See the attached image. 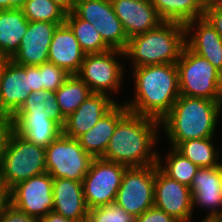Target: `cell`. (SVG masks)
Segmentation results:
<instances>
[{
  "instance_id": "5",
  "label": "cell",
  "mask_w": 222,
  "mask_h": 222,
  "mask_svg": "<svg viewBox=\"0 0 222 222\" xmlns=\"http://www.w3.org/2000/svg\"><path fill=\"white\" fill-rule=\"evenodd\" d=\"M180 95L222 101L220 71L186 45L176 62Z\"/></svg>"
},
{
  "instance_id": "40",
  "label": "cell",
  "mask_w": 222,
  "mask_h": 222,
  "mask_svg": "<svg viewBox=\"0 0 222 222\" xmlns=\"http://www.w3.org/2000/svg\"><path fill=\"white\" fill-rule=\"evenodd\" d=\"M40 222H79V221L68 219L54 211H50L40 220Z\"/></svg>"
},
{
  "instance_id": "8",
  "label": "cell",
  "mask_w": 222,
  "mask_h": 222,
  "mask_svg": "<svg viewBox=\"0 0 222 222\" xmlns=\"http://www.w3.org/2000/svg\"><path fill=\"white\" fill-rule=\"evenodd\" d=\"M128 166L94 158L82 184L88 209L115 203L117 191Z\"/></svg>"
},
{
  "instance_id": "22",
  "label": "cell",
  "mask_w": 222,
  "mask_h": 222,
  "mask_svg": "<svg viewBox=\"0 0 222 222\" xmlns=\"http://www.w3.org/2000/svg\"><path fill=\"white\" fill-rule=\"evenodd\" d=\"M29 21L15 0H0V52L11 59L18 51Z\"/></svg>"
},
{
  "instance_id": "33",
  "label": "cell",
  "mask_w": 222,
  "mask_h": 222,
  "mask_svg": "<svg viewBox=\"0 0 222 222\" xmlns=\"http://www.w3.org/2000/svg\"><path fill=\"white\" fill-rule=\"evenodd\" d=\"M70 76L64 69L53 63L46 62L41 65L42 90L56 92Z\"/></svg>"
},
{
  "instance_id": "10",
  "label": "cell",
  "mask_w": 222,
  "mask_h": 222,
  "mask_svg": "<svg viewBox=\"0 0 222 222\" xmlns=\"http://www.w3.org/2000/svg\"><path fill=\"white\" fill-rule=\"evenodd\" d=\"M155 164L128 167L117 191L115 203L134 217L154 206Z\"/></svg>"
},
{
  "instance_id": "27",
  "label": "cell",
  "mask_w": 222,
  "mask_h": 222,
  "mask_svg": "<svg viewBox=\"0 0 222 222\" xmlns=\"http://www.w3.org/2000/svg\"><path fill=\"white\" fill-rule=\"evenodd\" d=\"M92 94L90 88L77 75H70L55 92L56 100L67 118Z\"/></svg>"
},
{
  "instance_id": "34",
  "label": "cell",
  "mask_w": 222,
  "mask_h": 222,
  "mask_svg": "<svg viewBox=\"0 0 222 222\" xmlns=\"http://www.w3.org/2000/svg\"><path fill=\"white\" fill-rule=\"evenodd\" d=\"M135 222H179L165 211L153 206L140 216L135 217Z\"/></svg>"
},
{
  "instance_id": "30",
  "label": "cell",
  "mask_w": 222,
  "mask_h": 222,
  "mask_svg": "<svg viewBox=\"0 0 222 222\" xmlns=\"http://www.w3.org/2000/svg\"><path fill=\"white\" fill-rule=\"evenodd\" d=\"M28 21L65 23L66 12L52 0H15Z\"/></svg>"
},
{
  "instance_id": "32",
  "label": "cell",
  "mask_w": 222,
  "mask_h": 222,
  "mask_svg": "<svg viewBox=\"0 0 222 222\" xmlns=\"http://www.w3.org/2000/svg\"><path fill=\"white\" fill-rule=\"evenodd\" d=\"M87 222H135V217L112 203L90 209Z\"/></svg>"
},
{
  "instance_id": "21",
  "label": "cell",
  "mask_w": 222,
  "mask_h": 222,
  "mask_svg": "<svg viewBox=\"0 0 222 222\" xmlns=\"http://www.w3.org/2000/svg\"><path fill=\"white\" fill-rule=\"evenodd\" d=\"M85 55L71 28L66 23L60 24L54 31L49 46L48 62L70 75H77Z\"/></svg>"
},
{
  "instance_id": "28",
  "label": "cell",
  "mask_w": 222,
  "mask_h": 222,
  "mask_svg": "<svg viewBox=\"0 0 222 222\" xmlns=\"http://www.w3.org/2000/svg\"><path fill=\"white\" fill-rule=\"evenodd\" d=\"M65 23L71 28L85 54L103 53L110 50L100 33L88 21L78 18L71 12L66 14Z\"/></svg>"
},
{
  "instance_id": "15",
  "label": "cell",
  "mask_w": 222,
  "mask_h": 222,
  "mask_svg": "<svg viewBox=\"0 0 222 222\" xmlns=\"http://www.w3.org/2000/svg\"><path fill=\"white\" fill-rule=\"evenodd\" d=\"M31 92L30 66L9 59L0 80V115L12 117Z\"/></svg>"
},
{
  "instance_id": "3",
  "label": "cell",
  "mask_w": 222,
  "mask_h": 222,
  "mask_svg": "<svg viewBox=\"0 0 222 222\" xmlns=\"http://www.w3.org/2000/svg\"><path fill=\"white\" fill-rule=\"evenodd\" d=\"M222 101L180 95L170 112L160 121L170 144L214 136Z\"/></svg>"
},
{
  "instance_id": "36",
  "label": "cell",
  "mask_w": 222,
  "mask_h": 222,
  "mask_svg": "<svg viewBox=\"0 0 222 222\" xmlns=\"http://www.w3.org/2000/svg\"><path fill=\"white\" fill-rule=\"evenodd\" d=\"M0 222H40V220L10 205L0 216Z\"/></svg>"
},
{
  "instance_id": "41",
  "label": "cell",
  "mask_w": 222,
  "mask_h": 222,
  "mask_svg": "<svg viewBox=\"0 0 222 222\" xmlns=\"http://www.w3.org/2000/svg\"><path fill=\"white\" fill-rule=\"evenodd\" d=\"M55 4L61 7L66 13H71L74 10L77 0H52Z\"/></svg>"
},
{
  "instance_id": "17",
  "label": "cell",
  "mask_w": 222,
  "mask_h": 222,
  "mask_svg": "<svg viewBox=\"0 0 222 222\" xmlns=\"http://www.w3.org/2000/svg\"><path fill=\"white\" fill-rule=\"evenodd\" d=\"M128 38L145 33L164 22L149 0H111Z\"/></svg>"
},
{
  "instance_id": "20",
  "label": "cell",
  "mask_w": 222,
  "mask_h": 222,
  "mask_svg": "<svg viewBox=\"0 0 222 222\" xmlns=\"http://www.w3.org/2000/svg\"><path fill=\"white\" fill-rule=\"evenodd\" d=\"M13 130L28 142L46 148L62 134V128L44 112H16Z\"/></svg>"
},
{
  "instance_id": "29",
  "label": "cell",
  "mask_w": 222,
  "mask_h": 222,
  "mask_svg": "<svg viewBox=\"0 0 222 222\" xmlns=\"http://www.w3.org/2000/svg\"><path fill=\"white\" fill-rule=\"evenodd\" d=\"M166 155V164L163 166L162 157L158 155L157 166L168 177L190 187L196 172L200 169L189 159L184 157L175 148Z\"/></svg>"
},
{
  "instance_id": "14",
  "label": "cell",
  "mask_w": 222,
  "mask_h": 222,
  "mask_svg": "<svg viewBox=\"0 0 222 222\" xmlns=\"http://www.w3.org/2000/svg\"><path fill=\"white\" fill-rule=\"evenodd\" d=\"M193 209L200 206L210 209L201 222H220L222 220V167L200 168L190 185ZM219 207V208H218Z\"/></svg>"
},
{
  "instance_id": "23",
  "label": "cell",
  "mask_w": 222,
  "mask_h": 222,
  "mask_svg": "<svg viewBox=\"0 0 222 222\" xmlns=\"http://www.w3.org/2000/svg\"><path fill=\"white\" fill-rule=\"evenodd\" d=\"M53 211L71 220L87 222L89 209L86 205L82 181L53 178Z\"/></svg>"
},
{
  "instance_id": "6",
  "label": "cell",
  "mask_w": 222,
  "mask_h": 222,
  "mask_svg": "<svg viewBox=\"0 0 222 222\" xmlns=\"http://www.w3.org/2000/svg\"><path fill=\"white\" fill-rule=\"evenodd\" d=\"M45 172V148L28 142L13 131L0 164V179L11 189L18 183Z\"/></svg>"
},
{
  "instance_id": "42",
  "label": "cell",
  "mask_w": 222,
  "mask_h": 222,
  "mask_svg": "<svg viewBox=\"0 0 222 222\" xmlns=\"http://www.w3.org/2000/svg\"><path fill=\"white\" fill-rule=\"evenodd\" d=\"M204 11L210 8L214 0H194Z\"/></svg>"
},
{
  "instance_id": "2",
  "label": "cell",
  "mask_w": 222,
  "mask_h": 222,
  "mask_svg": "<svg viewBox=\"0 0 222 222\" xmlns=\"http://www.w3.org/2000/svg\"><path fill=\"white\" fill-rule=\"evenodd\" d=\"M133 69L135 97L125 106L130 112L161 121L180 96L176 63Z\"/></svg>"
},
{
  "instance_id": "37",
  "label": "cell",
  "mask_w": 222,
  "mask_h": 222,
  "mask_svg": "<svg viewBox=\"0 0 222 222\" xmlns=\"http://www.w3.org/2000/svg\"><path fill=\"white\" fill-rule=\"evenodd\" d=\"M204 17L222 37V12L218 10H205Z\"/></svg>"
},
{
  "instance_id": "43",
  "label": "cell",
  "mask_w": 222,
  "mask_h": 222,
  "mask_svg": "<svg viewBox=\"0 0 222 222\" xmlns=\"http://www.w3.org/2000/svg\"><path fill=\"white\" fill-rule=\"evenodd\" d=\"M206 10H218L222 12V0H214L212 6Z\"/></svg>"
},
{
  "instance_id": "1",
  "label": "cell",
  "mask_w": 222,
  "mask_h": 222,
  "mask_svg": "<svg viewBox=\"0 0 222 222\" xmlns=\"http://www.w3.org/2000/svg\"><path fill=\"white\" fill-rule=\"evenodd\" d=\"M160 121L128 111L117 123L102 159L128 167L157 164L156 145ZM155 144V145H154Z\"/></svg>"
},
{
  "instance_id": "24",
  "label": "cell",
  "mask_w": 222,
  "mask_h": 222,
  "mask_svg": "<svg viewBox=\"0 0 222 222\" xmlns=\"http://www.w3.org/2000/svg\"><path fill=\"white\" fill-rule=\"evenodd\" d=\"M128 111L125 104H117L111 111L98 120L90 130L81 135L78 141L85 152L93 158H102L118 121Z\"/></svg>"
},
{
  "instance_id": "44",
  "label": "cell",
  "mask_w": 222,
  "mask_h": 222,
  "mask_svg": "<svg viewBox=\"0 0 222 222\" xmlns=\"http://www.w3.org/2000/svg\"><path fill=\"white\" fill-rule=\"evenodd\" d=\"M8 60H9V58L4 57V56L0 59V80H1L2 71H3L4 67L6 66Z\"/></svg>"
},
{
  "instance_id": "45",
  "label": "cell",
  "mask_w": 222,
  "mask_h": 222,
  "mask_svg": "<svg viewBox=\"0 0 222 222\" xmlns=\"http://www.w3.org/2000/svg\"><path fill=\"white\" fill-rule=\"evenodd\" d=\"M220 89H221V97H222V70L220 71Z\"/></svg>"
},
{
  "instance_id": "18",
  "label": "cell",
  "mask_w": 222,
  "mask_h": 222,
  "mask_svg": "<svg viewBox=\"0 0 222 222\" xmlns=\"http://www.w3.org/2000/svg\"><path fill=\"white\" fill-rule=\"evenodd\" d=\"M117 104L118 103L107 93H92L66 118L64 127L62 128V134L70 138L78 139Z\"/></svg>"
},
{
  "instance_id": "39",
  "label": "cell",
  "mask_w": 222,
  "mask_h": 222,
  "mask_svg": "<svg viewBox=\"0 0 222 222\" xmlns=\"http://www.w3.org/2000/svg\"><path fill=\"white\" fill-rule=\"evenodd\" d=\"M30 87L32 88V92H37L42 90L41 65L30 66Z\"/></svg>"
},
{
  "instance_id": "35",
  "label": "cell",
  "mask_w": 222,
  "mask_h": 222,
  "mask_svg": "<svg viewBox=\"0 0 222 222\" xmlns=\"http://www.w3.org/2000/svg\"><path fill=\"white\" fill-rule=\"evenodd\" d=\"M13 131V122L11 117L0 115V164L5 153L9 137Z\"/></svg>"
},
{
  "instance_id": "19",
  "label": "cell",
  "mask_w": 222,
  "mask_h": 222,
  "mask_svg": "<svg viewBox=\"0 0 222 222\" xmlns=\"http://www.w3.org/2000/svg\"><path fill=\"white\" fill-rule=\"evenodd\" d=\"M184 26L186 34L185 38H187L185 39V45L191 51L206 58L212 65L221 71L222 37L211 23H209V21L203 16L186 23ZM193 29H195V32Z\"/></svg>"
},
{
  "instance_id": "12",
  "label": "cell",
  "mask_w": 222,
  "mask_h": 222,
  "mask_svg": "<svg viewBox=\"0 0 222 222\" xmlns=\"http://www.w3.org/2000/svg\"><path fill=\"white\" fill-rule=\"evenodd\" d=\"M53 178L45 172L18 183L10 189L11 205L41 220L53 211Z\"/></svg>"
},
{
  "instance_id": "13",
  "label": "cell",
  "mask_w": 222,
  "mask_h": 222,
  "mask_svg": "<svg viewBox=\"0 0 222 222\" xmlns=\"http://www.w3.org/2000/svg\"><path fill=\"white\" fill-rule=\"evenodd\" d=\"M154 206L179 222H190L193 201L190 187L165 175L155 164Z\"/></svg>"
},
{
  "instance_id": "31",
  "label": "cell",
  "mask_w": 222,
  "mask_h": 222,
  "mask_svg": "<svg viewBox=\"0 0 222 222\" xmlns=\"http://www.w3.org/2000/svg\"><path fill=\"white\" fill-rule=\"evenodd\" d=\"M50 115L61 128L64 127L66 118L62 115L55 92L41 90L31 92L17 112H44Z\"/></svg>"
},
{
  "instance_id": "25",
  "label": "cell",
  "mask_w": 222,
  "mask_h": 222,
  "mask_svg": "<svg viewBox=\"0 0 222 222\" xmlns=\"http://www.w3.org/2000/svg\"><path fill=\"white\" fill-rule=\"evenodd\" d=\"M165 22L186 24L204 16V10L194 0H149Z\"/></svg>"
},
{
  "instance_id": "38",
  "label": "cell",
  "mask_w": 222,
  "mask_h": 222,
  "mask_svg": "<svg viewBox=\"0 0 222 222\" xmlns=\"http://www.w3.org/2000/svg\"><path fill=\"white\" fill-rule=\"evenodd\" d=\"M11 205L9 186L0 179V216Z\"/></svg>"
},
{
  "instance_id": "4",
  "label": "cell",
  "mask_w": 222,
  "mask_h": 222,
  "mask_svg": "<svg viewBox=\"0 0 222 222\" xmlns=\"http://www.w3.org/2000/svg\"><path fill=\"white\" fill-rule=\"evenodd\" d=\"M185 26L177 22H162L158 27L128 40L125 58H131L133 68L176 63L185 47Z\"/></svg>"
},
{
  "instance_id": "16",
  "label": "cell",
  "mask_w": 222,
  "mask_h": 222,
  "mask_svg": "<svg viewBox=\"0 0 222 222\" xmlns=\"http://www.w3.org/2000/svg\"><path fill=\"white\" fill-rule=\"evenodd\" d=\"M63 23L29 21L17 53L11 58L22 66H39L48 62V50L57 27Z\"/></svg>"
},
{
  "instance_id": "7",
  "label": "cell",
  "mask_w": 222,
  "mask_h": 222,
  "mask_svg": "<svg viewBox=\"0 0 222 222\" xmlns=\"http://www.w3.org/2000/svg\"><path fill=\"white\" fill-rule=\"evenodd\" d=\"M46 172L52 178L83 181L93 157L81 147L78 139L61 134L45 148Z\"/></svg>"
},
{
  "instance_id": "26",
  "label": "cell",
  "mask_w": 222,
  "mask_h": 222,
  "mask_svg": "<svg viewBox=\"0 0 222 222\" xmlns=\"http://www.w3.org/2000/svg\"><path fill=\"white\" fill-rule=\"evenodd\" d=\"M212 142L213 137L191 139L180 142L175 149L200 168L217 167L221 164L218 162L220 153Z\"/></svg>"
},
{
  "instance_id": "11",
  "label": "cell",
  "mask_w": 222,
  "mask_h": 222,
  "mask_svg": "<svg viewBox=\"0 0 222 222\" xmlns=\"http://www.w3.org/2000/svg\"><path fill=\"white\" fill-rule=\"evenodd\" d=\"M72 12L91 23L110 49L125 51L129 38L111 0H77Z\"/></svg>"
},
{
  "instance_id": "9",
  "label": "cell",
  "mask_w": 222,
  "mask_h": 222,
  "mask_svg": "<svg viewBox=\"0 0 222 222\" xmlns=\"http://www.w3.org/2000/svg\"><path fill=\"white\" fill-rule=\"evenodd\" d=\"M115 56L126 59L124 51L115 49L85 55L77 76L86 83L92 93L119 92L124 69Z\"/></svg>"
}]
</instances>
